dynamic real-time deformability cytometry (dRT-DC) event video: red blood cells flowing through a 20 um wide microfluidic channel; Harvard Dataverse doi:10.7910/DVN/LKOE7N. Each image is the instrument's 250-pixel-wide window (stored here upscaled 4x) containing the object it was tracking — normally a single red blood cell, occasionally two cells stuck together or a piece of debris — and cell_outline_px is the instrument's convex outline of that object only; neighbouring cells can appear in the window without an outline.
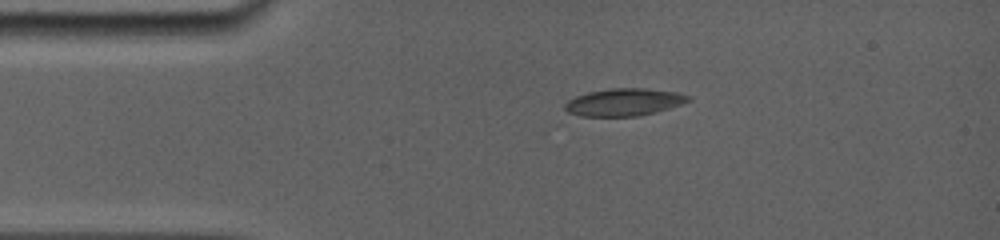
{"species": "common noctule bat (a hibernating species)", "species_latin": "Nyctalus noctula", "temperature_condition": "room temperature", "stored_images_in_passage": 31, "camera_frame_rate_fps": 5000, "um_per_image_px": 0.085, "animal": {"sex": "female", "body_mass_g": 19.0, "forearm_length_mm": 56.7}, "frame": {"image": 1, "passage_image": 1, "time_ms": 0.0, "image_size_px": [1000, 240], "cell_outline_px": [[692, 100], [656, 112], [640, 116], [580, 116], [568, 112], [564, 108], [564, 104], [568, 100], [576, 96], [588, 92], [612, 88], [644, 88], [676, 92], [688, 96]], "centroid_in_image_um": [53.01, 8.68], "position_along_channel_um": 32.0, "area_um2": 19.59}}
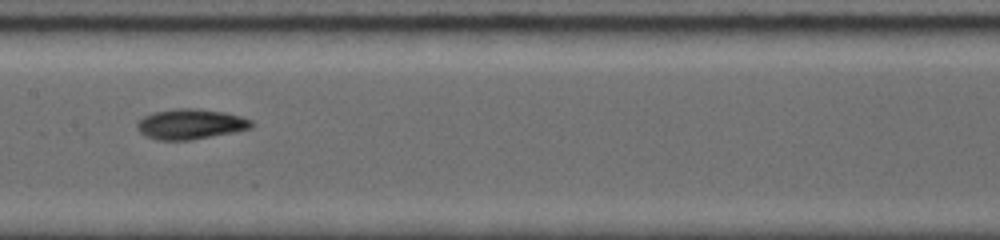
{"frame": {"image": 2, "passage_image": 13, "time_ms": 5.0, "image_size_px": [1000, 240], "cell_outline_px": [[256, 124], [252, 128], [236, 132], [192, 140], [156, 140], [140, 132], [136, 128], [136, 124], [144, 116], [152, 112], [176, 108], [196, 108], [224, 112], [240, 116], [252, 120]], "centroid_in_image_um": [16.23, 10.55], "position_along_channel_um": 191.2, "area_um2": 20.4}}
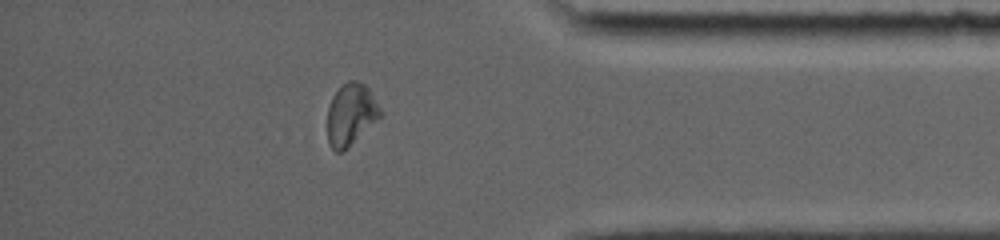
{"frame": {"image": 3, "passage_image": 26, "time_ms": 10.8, "image_size_px": [1000, 240], "cell_outline_px": [[384, 112], [344, 152], [336, 152], [328, 144], [328, 108], [332, 96], [348, 80], [356, 80], [364, 84], [368, 88]], "centroid_in_image_um": [29.82, 9.74], "position_along_channel_um": 405.4, "area_um2": 18.96}, "authors_computed_cell_mechanics": {"area_um2": 19.2474, "velocity_mm_per_s": 3.8789, "shape_relaxation_time_tau1_ms": null, "shape_relaxation_time_tau2_ms": 3.2281, "deformation_change_tau1": null, "deformation_change_tau2": 0.0842}}